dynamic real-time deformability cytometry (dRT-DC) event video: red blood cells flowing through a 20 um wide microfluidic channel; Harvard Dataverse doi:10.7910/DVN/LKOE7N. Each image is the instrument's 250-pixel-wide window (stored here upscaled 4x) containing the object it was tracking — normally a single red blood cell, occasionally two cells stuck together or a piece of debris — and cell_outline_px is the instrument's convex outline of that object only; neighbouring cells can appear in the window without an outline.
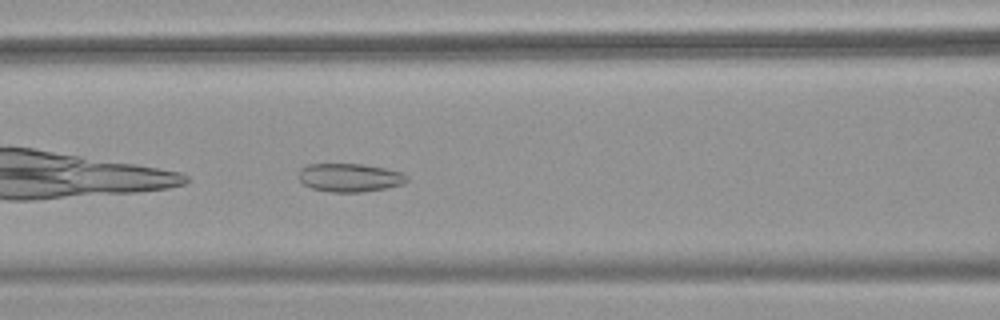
{"species": "common noctule bat (a hibernating species)", "species_latin": "Nyctalus noctula", "temperature_condition": "warm", "stored_images_in_passage": 35, "camera_frame_rate_fps": 3000, "um_per_image_px": 0.085, "animal": {"sex": "female", "body_mass_g": 18.4}, "frame": {"image": 1, "passage_image": 6, "time_ms": 1.667, "image_size_px": [1000, 320], "cell_outline_px": [[408, 180], [404, 184], [384, 188], [360, 192], [332, 192], [312, 188], [304, 184], [296, 176], [296, 172], [300, 168], [308, 164], [360, 164], [384, 168], [400, 172], [408, 176]], "centroid_in_image_um": [29.67, 15.09], "position_along_channel_um": 136.9, "area_um2": 17.92}}
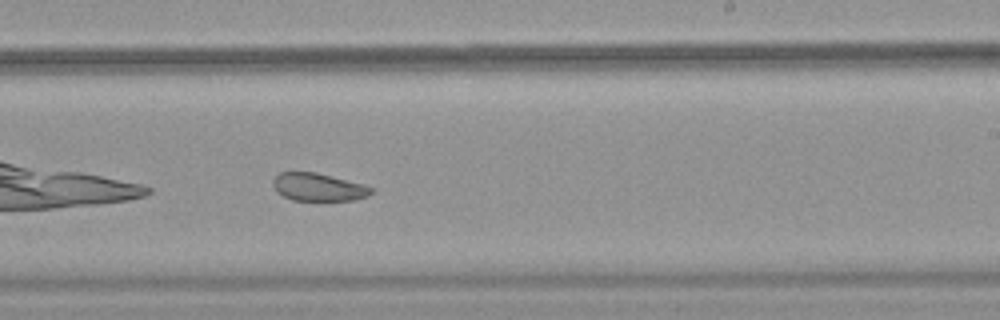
{"frame": {"image": 2, "passage_image": 16, "time_ms": 5.0, "image_size_px": [1000, 320], "cell_outline_px": [[376, 192], [368, 196], [352, 200], [292, 200], [276, 192], [272, 184], [272, 180], [280, 172], [316, 172], [364, 184], [376, 188]], "centroid_in_image_um": [27.1, 15.9], "position_along_channel_um": 261.9, "area_um2": 16.13}}